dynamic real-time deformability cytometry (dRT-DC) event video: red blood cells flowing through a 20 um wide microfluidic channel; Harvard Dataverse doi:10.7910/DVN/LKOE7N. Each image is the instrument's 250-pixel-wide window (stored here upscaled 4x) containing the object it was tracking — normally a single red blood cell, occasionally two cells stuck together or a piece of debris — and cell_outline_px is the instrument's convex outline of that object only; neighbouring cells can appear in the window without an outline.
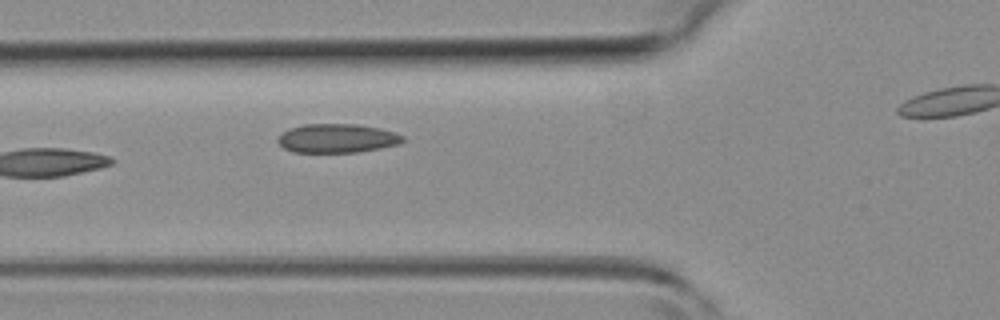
{"species": "common noctule bat (a hibernating species)", "species_latin": "Nyctalus noctula", "temperature_condition": "room temperature", "stored_images_in_passage": 5, "camera_frame_rate_fps": 3000, "um_per_image_px": 0.085, "animal": {"sex": "female", "body_mass_g": 19.3, "forearm_length_mm": 54.1}, "frame": {"image": 1, "passage_image": 4, "time_ms": 4.333, "image_size_px": [1000, 320], "cell_outline_px": [[404, 140], [400, 144], [380, 148], [356, 152], [292, 152], [284, 148], [276, 140], [288, 128], [304, 124], [356, 124], [380, 128], [396, 132], [404, 136]], "centroid_in_image_um": [28.67, 11.75], "position_along_channel_um": 97.1, "area_um2": 21.1}}